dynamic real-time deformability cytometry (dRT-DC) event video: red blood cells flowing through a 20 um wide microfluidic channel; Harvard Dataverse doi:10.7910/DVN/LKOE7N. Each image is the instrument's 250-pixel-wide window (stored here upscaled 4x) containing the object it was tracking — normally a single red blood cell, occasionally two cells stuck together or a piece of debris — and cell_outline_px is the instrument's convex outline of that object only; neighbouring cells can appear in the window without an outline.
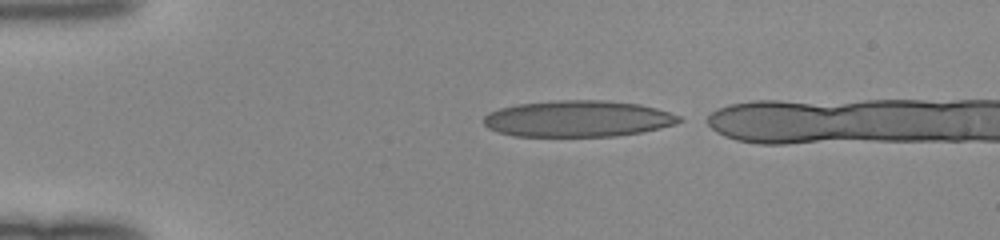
{"species": "human", "species_latin": "Homo sapiens", "temperature_condition": "room temperature", "stored_images_in_passage": 34, "camera_frame_rate_fps": 3000, "um_per_image_px": 0.085, "donor": {"sex": "female"}, "frame": {"image": 1, "passage_image": 1, "time_ms": 0.0, "image_size_px": [1000, 240], "cell_outline_px": [[684, 120], [676, 124], [660, 128], [640, 132], [616, 136], [512, 136], [496, 132], [488, 128], [484, 124], [484, 116], [488, 112], [500, 108], [516, 104], [556, 100], [604, 100], [640, 104], [656, 108], [680, 116]], "centroid_in_image_um": [49.1, 10.09], "position_along_channel_um": 35.9, "area_um2": 41.62}}
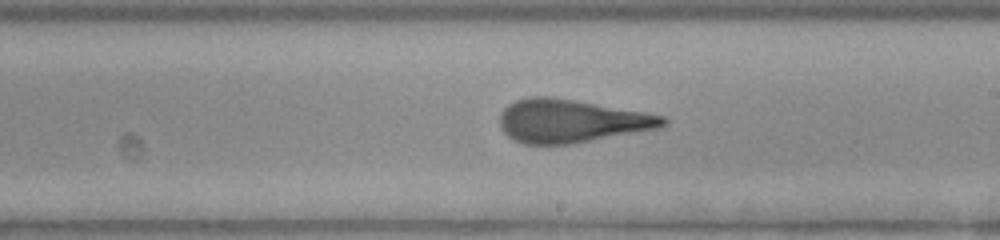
{"frame": {"image": 2, "passage_image": 19, "time_ms": 6.0, "image_size_px": [1000, 240], "cell_outline_px": [[668, 124], [660, 128], [572, 144], [524, 144], [512, 140], [500, 128], [500, 112], [508, 104], [516, 100], [528, 96], [548, 96], [644, 112], [664, 116], [668, 120]], "centroid_in_image_um": [48.53, 10.29], "position_along_channel_um": 240.5, "area_um2": 41.1}}
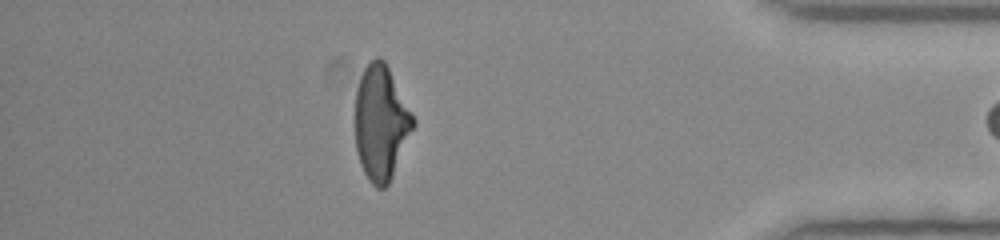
{"frame": {"image": 3, "passage_image": 33, "time_ms": 10.667, "image_size_px": [1000, 240], "cell_outline_px": [[416, 124], [392, 176], [388, 184], [384, 188], [376, 188], [368, 180], [360, 164], [356, 148], [356, 92], [360, 76], [364, 68], [376, 56], [380, 56], [384, 60], [412, 112], [416, 120]], "centroid_in_image_um": [32.39, 10.44], "position_along_channel_um": 402.8, "area_um2": 38.61}}